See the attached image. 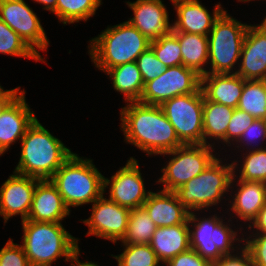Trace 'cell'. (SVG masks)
<instances>
[{
	"label": "cell",
	"mask_w": 266,
	"mask_h": 266,
	"mask_svg": "<svg viewBox=\"0 0 266 266\" xmlns=\"http://www.w3.org/2000/svg\"><path fill=\"white\" fill-rule=\"evenodd\" d=\"M204 94L200 88L195 93L175 96L160 107L183 145L203 144Z\"/></svg>",
	"instance_id": "cell-10"
},
{
	"label": "cell",
	"mask_w": 266,
	"mask_h": 266,
	"mask_svg": "<svg viewBox=\"0 0 266 266\" xmlns=\"http://www.w3.org/2000/svg\"><path fill=\"white\" fill-rule=\"evenodd\" d=\"M236 73L245 80H266V17L260 25H249Z\"/></svg>",
	"instance_id": "cell-16"
},
{
	"label": "cell",
	"mask_w": 266,
	"mask_h": 266,
	"mask_svg": "<svg viewBox=\"0 0 266 266\" xmlns=\"http://www.w3.org/2000/svg\"><path fill=\"white\" fill-rule=\"evenodd\" d=\"M237 182L239 188L230 209L241 220L251 224L266 203V183L240 179Z\"/></svg>",
	"instance_id": "cell-24"
},
{
	"label": "cell",
	"mask_w": 266,
	"mask_h": 266,
	"mask_svg": "<svg viewBox=\"0 0 266 266\" xmlns=\"http://www.w3.org/2000/svg\"><path fill=\"white\" fill-rule=\"evenodd\" d=\"M245 81L236 73L205 74L201 76V89L208 100L235 109Z\"/></svg>",
	"instance_id": "cell-22"
},
{
	"label": "cell",
	"mask_w": 266,
	"mask_h": 266,
	"mask_svg": "<svg viewBox=\"0 0 266 266\" xmlns=\"http://www.w3.org/2000/svg\"><path fill=\"white\" fill-rule=\"evenodd\" d=\"M23 249L31 266H51L62 256L72 261L80 254L78 238L73 237L61 223L24 220Z\"/></svg>",
	"instance_id": "cell-3"
},
{
	"label": "cell",
	"mask_w": 266,
	"mask_h": 266,
	"mask_svg": "<svg viewBox=\"0 0 266 266\" xmlns=\"http://www.w3.org/2000/svg\"><path fill=\"white\" fill-rule=\"evenodd\" d=\"M254 120L255 118L247 112L235 108L226 130V144H228L227 146L232 144L230 142L237 141L240 138L241 134L245 131V129H247Z\"/></svg>",
	"instance_id": "cell-36"
},
{
	"label": "cell",
	"mask_w": 266,
	"mask_h": 266,
	"mask_svg": "<svg viewBox=\"0 0 266 266\" xmlns=\"http://www.w3.org/2000/svg\"><path fill=\"white\" fill-rule=\"evenodd\" d=\"M136 63L144 84L160 76L166 69V66L156 57L150 47L138 56Z\"/></svg>",
	"instance_id": "cell-35"
},
{
	"label": "cell",
	"mask_w": 266,
	"mask_h": 266,
	"mask_svg": "<svg viewBox=\"0 0 266 266\" xmlns=\"http://www.w3.org/2000/svg\"><path fill=\"white\" fill-rule=\"evenodd\" d=\"M239 248H241L240 255H224L219 261L215 262L213 266H254L248 250L244 246Z\"/></svg>",
	"instance_id": "cell-41"
},
{
	"label": "cell",
	"mask_w": 266,
	"mask_h": 266,
	"mask_svg": "<svg viewBox=\"0 0 266 266\" xmlns=\"http://www.w3.org/2000/svg\"><path fill=\"white\" fill-rule=\"evenodd\" d=\"M134 17L128 20L148 40L153 41L168 35L172 30L169 15L161 0H136L127 2Z\"/></svg>",
	"instance_id": "cell-17"
},
{
	"label": "cell",
	"mask_w": 266,
	"mask_h": 266,
	"mask_svg": "<svg viewBox=\"0 0 266 266\" xmlns=\"http://www.w3.org/2000/svg\"><path fill=\"white\" fill-rule=\"evenodd\" d=\"M0 53L12 56L30 58L45 62L36 52H34L26 42L13 31L4 21L0 19Z\"/></svg>",
	"instance_id": "cell-31"
},
{
	"label": "cell",
	"mask_w": 266,
	"mask_h": 266,
	"mask_svg": "<svg viewBox=\"0 0 266 266\" xmlns=\"http://www.w3.org/2000/svg\"><path fill=\"white\" fill-rule=\"evenodd\" d=\"M177 13V20L172 24L171 32H187L208 36L215 21L225 11L221 4H216L213 15L199 0L173 1Z\"/></svg>",
	"instance_id": "cell-18"
},
{
	"label": "cell",
	"mask_w": 266,
	"mask_h": 266,
	"mask_svg": "<svg viewBox=\"0 0 266 266\" xmlns=\"http://www.w3.org/2000/svg\"><path fill=\"white\" fill-rule=\"evenodd\" d=\"M157 227L188 224L189 211L179 201L175 192H151L142 206Z\"/></svg>",
	"instance_id": "cell-21"
},
{
	"label": "cell",
	"mask_w": 266,
	"mask_h": 266,
	"mask_svg": "<svg viewBox=\"0 0 266 266\" xmlns=\"http://www.w3.org/2000/svg\"><path fill=\"white\" fill-rule=\"evenodd\" d=\"M131 209L120 206L102 195L92 204L91 216L83 220L88 226L87 235L105 238L113 243L125 236Z\"/></svg>",
	"instance_id": "cell-13"
},
{
	"label": "cell",
	"mask_w": 266,
	"mask_h": 266,
	"mask_svg": "<svg viewBox=\"0 0 266 266\" xmlns=\"http://www.w3.org/2000/svg\"><path fill=\"white\" fill-rule=\"evenodd\" d=\"M157 226L143 207L131 209L123 244H149Z\"/></svg>",
	"instance_id": "cell-29"
},
{
	"label": "cell",
	"mask_w": 266,
	"mask_h": 266,
	"mask_svg": "<svg viewBox=\"0 0 266 266\" xmlns=\"http://www.w3.org/2000/svg\"><path fill=\"white\" fill-rule=\"evenodd\" d=\"M214 216L198 220L195 213L191 211L188 216V225L194 223L192 225L195 228L189 229L190 248L212 265L224 255L234 253V242L246 240L245 238H240L241 240L236 238L237 233L231 229L230 224H225L220 217Z\"/></svg>",
	"instance_id": "cell-8"
},
{
	"label": "cell",
	"mask_w": 266,
	"mask_h": 266,
	"mask_svg": "<svg viewBox=\"0 0 266 266\" xmlns=\"http://www.w3.org/2000/svg\"><path fill=\"white\" fill-rule=\"evenodd\" d=\"M25 93L23 90L0 115V156L16 140H22L27 128L36 119L26 103Z\"/></svg>",
	"instance_id": "cell-19"
},
{
	"label": "cell",
	"mask_w": 266,
	"mask_h": 266,
	"mask_svg": "<svg viewBox=\"0 0 266 266\" xmlns=\"http://www.w3.org/2000/svg\"><path fill=\"white\" fill-rule=\"evenodd\" d=\"M239 179L266 183V148L250 150L243 159Z\"/></svg>",
	"instance_id": "cell-33"
},
{
	"label": "cell",
	"mask_w": 266,
	"mask_h": 266,
	"mask_svg": "<svg viewBox=\"0 0 266 266\" xmlns=\"http://www.w3.org/2000/svg\"><path fill=\"white\" fill-rule=\"evenodd\" d=\"M0 19L42 58L37 49L46 50L49 41L36 13L24 0H0Z\"/></svg>",
	"instance_id": "cell-12"
},
{
	"label": "cell",
	"mask_w": 266,
	"mask_h": 266,
	"mask_svg": "<svg viewBox=\"0 0 266 266\" xmlns=\"http://www.w3.org/2000/svg\"><path fill=\"white\" fill-rule=\"evenodd\" d=\"M78 258H79V256L77 255L74 260L70 261L72 263L71 266H99L98 264H96L94 262L93 263L91 261L88 262V260H87V262L81 263L78 260ZM73 262H75V263H73Z\"/></svg>",
	"instance_id": "cell-45"
},
{
	"label": "cell",
	"mask_w": 266,
	"mask_h": 266,
	"mask_svg": "<svg viewBox=\"0 0 266 266\" xmlns=\"http://www.w3.org/2000/svg\"><path fill=\"white\" fill-rule=\"evenodd\" d=\"M104 178L92 160L73 153L50 180L69 209L100 198L105 193Z\"/></svg>",
	"instance_id": "cell-5"
},
{
	"label": "cell",
	"mask_w": 266,
	"mask_h": 266,
	"mask_svg": "<svg viewBox=\"0 0 266 266\" xmlns=\"http://www.w3.org/2000/svg\"><path fill=\"white\" fill-rule=\"evenodd\" d=\"M139 164L130 157L124 167L120 168L111 180L104 178V189L110 185L109 199L120 206L135 209L143 206L150 191H146Z\"/></svg>",
	"instance_id": "cell-14"
},
{
	"label": "cell",
	"mask_w": 266,
	"mask_h": 266,
	"mask_svg": "<svg viewBox=\"0 0 266 266\" xmlns=\"http://www.w3.org/2000/svg\"><path fill=\"white\" fill-rule=\"evenodd\" d=\"M253 224H248V228H256L258 234H266V203L263 208L259 211L256 218L252 221Z\"/></svg>",
	"instance_id": "cell-43"
},
{
	"label": "cell",
	"mask_w": 266,
	"mask_h": 266,
	"mask_svg": "<svg viewBox=\"0 0 266 266\" xmlns=\"http://www.w3.org/2000/svg\"><path fill=\"white\" fill-rule=\"evenodd\" d=\"M237 108L255 119H265L266 80H246Z\"/></svg>",
	"instance_id": "cell-28"
},
{
	"label": "cell",
	"mask_w": 266,
	"mask_h": 266,
	"mask_svg": "<svg viewBox=\"0 0 266 266\" xmlns=\"http://www.w3.org/2000/svg\"><path fill=\"white\" fill-rule=\"evenodd\" d=\"M213 145L186 144L176 149L160 154L172 155L166 167H163L162 177L158 183H163L164 191L174 192L183 186L190 179L202 173L215 159L216 154L212 153Z\"/></svg>",
	"instance_id": "cell-9"
},
{
	"label": "cell",
	"mask_w": 266,
	"mask_h": 266,
	"mask_svg": "<svg viewBox=\"0 0 266 266\" xmlns=\"http://www.w3.org/2000/svg\"><path fill=\"white\" fill-rule=\"evenodd\" d=\"M123 253L113 256L118 266H159L161 263L149 244H123Z\"/></svg>",
	"instance_id": "cell-32"
},
{
	"label": "cell",
	"mask_w": 266,
	"mask_h": 266,
	"mask_svg": "<svg viewBox=\"0 0 266 266\" xmlns=\"http://www.w3.org/2000/svg\"><path fill=\"white\" fill-rule=\"evenodd\" d=\"M240 2H247V1H251V0H238Z\"/></svg>",
	"instance_id": "cell-46"
},
{
	"label": "cell",
	"mask_w": 266,
	"mask_h": 266,
	"mask_svg": "<svg viewBox=\"0 0 266 266\" xmlns=\"http://www.w3.org/2000/svg\"><path fill=\"white\" fill-rule=\"evenodd\" d=\"M0 266H31L22 245L10 239L0 250Z\"/></svg>",
	"instance_id": "cell-37"
},
{
	"label": "cell",
	"mask_w": 266,
	"mask_h": 266,
	"mask_svg": "<svg viewBox=\"0 0 266 266\" xmlns=\"http://www.w3.org/2000/svg\"><path fill=\"white\" fill-rule=\"evenodd\" d=\"M4 89L0 86V93L3 91Z\"/></svg>",
	"instance_id": "cell-47"
},
{
	"label": "cell",
	"mask_w": 266,
	"mask_h": 266,
	"mask_svg": "<svg viewBox=\"0 0 266 266\" xmlns=\"http://www.w3.org/2000/svg\"><path fill=\"white\" fill-rule=\"evenodd\" d=\"M234 108L208 100L203 103V144L211 145L207 139L222 140L226 144V130Z\"/></svg>",
	"instance_id": "cell-27"
},
{
	"label": "cell",
	"mask_w": 266,
	"mask_h": 266,
	"mask_svg": "<svg viewBox=\"0 0 266 266\" xmlns=\"http://www.w3.org/2000/svg\"><path fill=\"white\" fill-rule=\"evenodd\" d=\"M165 264L166 266H213L209 261L203 259L191 248L185 252L179 253Z\"/></svg>",
	"instance_id": "cell-40"
},
{
	"label": "cell",
	"mask_w": 266,
	"mask_h": 266,
	"mask_svg": "<svg viewBox=\"0 0 266 266\" xmlns=\"http://www.w3.org/2000/svg\"><path fill=\"white\" fill-rule=\"evenodd\" d=\"M260 138V139H259ZM266 139V121L264 119H255L251 125L241 134L240 138L236 141L237 143H243L245 146H252L249 149H255L252 143H256V140ZM255 140V141H254ZM253 141V142H252ZM257 141V142H258ZM246 142V143H245ZM252 142V143H251ZM249 143V144H248Z\"/></svg>",
	"instance_id": "cell-39"
},
{
	"label": "cell",
	"mask_w": 266,
	"mask_h": 266,
	"mask_svg": "<svg viewBox=\"0 0 266 266\" xmlns=\"http://www.w3.org/2000/svg\"><path fill=\"white\" fill-rule=\"evenodd\" d=\"M69 214L70 209L65 205L52 181L50 179L39 180L27 220L61 223Z\"/></svg>",
	"instance_id": "cell-20"
},
{
	"label": "cell",
	"mask_w": 266,
	"mask_h": 266,
	"mask_svg": "<svg viewBox=\"0 0 266 266\" xmlns=\"http://www.w3.org/2000/svg\"><path fill=\"white\" fill-rule=\"evenodd\" d=\"M121 109V128L126 142L147 155H160L183 145L160 106L136 101Z\"/></svg>",
	"instance_id": "cell-1"
},
{
	"label": "cell",
	"mask_w": 266,
	"mask_h": 266,
	"mask_svg": "<svg viewBox=\"0 0 266 266\" xmlns=\"http://www.w3.org/2000/svg\"><path fill=\"white\" fill-rule=\"evenodd\" d=\"M90 42L91 60L103 72L136 61L150 47V40L129 21L107 27Z\"/></svg>",
	"instance_id": "cell-4"
},
{
	"label": "cell",
	"mask_w": 266,
	"mask_h": 266,
	"mask_svg": "<svg viewBox=\"0 0 266 266\" xmlns=\"http://www.w3.org/2000/svg\"><path fill=\"white\" fill-rule=\"evenodd\" d=\"M105 73L112 79L114 89L124 94L126 102L140 100L145 84L136 61L110 68Z\"/></svg>",
	"instance_id": "cell-26"
},
{
	"label": "cell",
	"mask_w": 266,
	"mask_h": 266,
	"mask_svg": "<svg viewBox=\"0 0 266 266\" xmlns=\"http://www.w3.org/2000/svg\"><path fill=\"white\" fill-rule=\"evenodd\" d=\"M248 26L227 11L219 16L208 34V63L211 70L207 74L234 73L231 70L240 59Z\"/></svg>",
	"instance_id": "cell-7"
},
{
	"label": "cell",
	"mask_w": 266,
	"mask_h": 266,
	"mask_svg": "<svg viewBox=\"0 0 266 266\" xmlns=\"http://www.w3.org/2000/svg\"><path fill=\"white\" fill-rule=\"evenodd\" d=\"M39 180L14 172L3 183L0 188V215L4 223L15 215H21L22 221L27 220Z\"/></svg>",
	"instance_id": "cell-15"
},
{
	"label": "cell",
	"mask_w": 266,
	"mask_h": 266,
	"mask_svg": "<svg viewBox=\"0 0 266 266\" xmlns=\"http://www.w3.org/2000/svg\"><path fill=\"white\" fill-rule=\"evenodd\" d=\"M246 240L245 248L251 255L254 266H266V234H253Z\"/></svg>",
	"instance_id": "cell-38"
},
{
	"label": "cell",
	"mask_w": 266,
	"mask_h": 266,
	"mask_svg": "<svg viewBox=\"0 0 266 266\" xmlns=\"http://www.w3.org/2000/svg\"><path fill=\"white\" fill-rule=\"evenodd\" d=\"M189 229L188 224L157 227L149 245L160 262L165 265L171 258L190 249Z\"/></svg>",
	"instance_id": "cell-23"
},
{
	"label": "cell",
	"mask_w": 266,
	"mask_h": 266,
	"mask_svg": "<svg viewBox=\"0 0 266 266\" xmlns=\"http://www.w3.org/2000/svg\"><path fill=\"white\" fill-rule=\"evenodd\" d=\"M179 41L182 65L193 69L198 75L207 74L205 64H208V36L187 32H172Z\"/></svg>",
	"instance_id": "cell-25"
},
{
	"label": "cell",
	"mask_w": 266,
	"mask_h": 266,
	"mask_svg": "<svg viewBox=\"0 0 266 266\" xmlns=\"http://www.w3.org/2000/svg\"><path fill=\"white\" fill-rule=\"evenodd\" d=\"M222 162L216 158L202 173L174 191L189 212L217 205L225 192L236 182L237 173L234 170L237 168V161L234 160L228 165H223Z\"/></svg>",
	"instance_id": "cell-6"
},
{
	"label": "cell",
	"mask_w": 266,
	"mask_h": 266,
	"mask_svg": "<svg viewBox=\"0 0 266 266\" xmlns=\"http://www.w3.org/2000/svg\"><path fill=\"white\" fill-rule=\"evenodd\" d=\"M101 0H57L56 9L52 12L64 25L81 20L87 21L95 15Z\"/></svg>",
	"instance_id": "cell-30"
},
{
	"label": "cell",
	"mask_w": 266,
	"mask_h": 266,
	"mask_svg": "<svg viewBox=\"0 0 266 266\" xmlns=\"http://www.w3.org/2000/svg\"><path fill=\"white\" fill-rule=\"evenodd\" d=\"M21 143L20 160L14 172L40 180L50 179L73 154L37 118L27 128Z\"/></svg>",
	"instance_id": "cell-2"
},
{
	"label": "cell",
	"mask_w": 266,
	"mask_h": 266,
	"mask_svg": "<svg viewBox=\"0 0 266 266\" xmlns=\"http://www.w3.org/2000/svg\"><path fill=\"white\" fill-rule=\"evenodd\" d=\"M150 48L166 67L182 65L180 44L172 32L150 41Z\"/></svg>",
	"instance_id": "cell-34"
},
{
	"label": "cell",
	"mask_w": 266,
	"mask_h": 266,
	"mask_svg": "<svg viewBox=\"0 0 266 266\" xmlns=\"http://www.w3.org/2000/svg\"><path fill=\"white\" fill-rule=\"evenodd\" d=\"M201 88V76L183 65L166 67L157 78L148 81L139 102L160 106L175 96L195 93Z\"/></svg>",
	"instance_id": "cell-11"
},
{
	"label": "cell",
	"mask_w": 266,
	"mask_h": 266,
	"mask_svg": "<svg viewBox=\"0 0 266 266\" xmlns=\"http://www.w3.org/2000/svg\"><path fill=\"white\" fill-rule=\"evenodd\" d=\"M37 3L44 4L43 8L53 12L56 9L57 0H34Z\"/></svg>",
	"instance_id": "cell-44"
},
{
	"label": "cell",
	"mask_w": 266,
	"mask_h": 266,
	"mask_svg": "<svg viewBox=\"0 0 266 266\" xmlns=\"http://www.w3.org/2000/svg\"><path fill=\"white\" fill-rule=\"evenodd\" d=\"M21 92L22 91H19V87H17L11 90H3L0 93V115Z\"/></svg>",
	"instance_id": "cell-42"
}]
</instances>
